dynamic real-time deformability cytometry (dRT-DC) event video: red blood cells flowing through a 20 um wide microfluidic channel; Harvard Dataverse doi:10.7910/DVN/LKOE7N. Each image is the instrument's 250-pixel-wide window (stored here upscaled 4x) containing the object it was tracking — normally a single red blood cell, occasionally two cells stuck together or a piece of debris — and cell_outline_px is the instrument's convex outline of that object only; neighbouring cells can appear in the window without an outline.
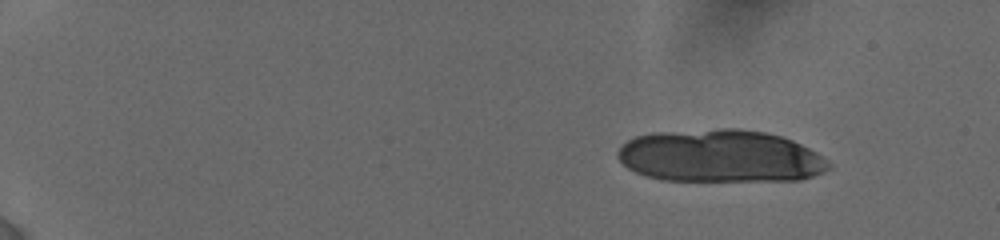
{"species": "human", "species_latin": "Homo sapiens", "temperature_condition": "cold", "stored_images_in_passage": 11, "camera_frame_rate_fps": 3000, "um_per_image_px": 0.085, "donor": {"sex": "female"}, "frame": {"image": 1, "passage_image": 1, "time_ms": 0.0, "image_size_px": [1000, 240], "cell_outline_px": [[832, 168], [824, 172], [800, 180], [660, 180], [644, 176], [628, 168], [616, 156], [616, 152], [628, 140], [636, 136], [652, 132], [720, 128], [736, 128], [764, 132], [780, 136], [792, 140], [816, 152], [828, 160], [832, 164]], "centroid_in_image_um": [61.22, 13.26], "position_along_channel_um": 23.8, "area_um2": 64.85}}
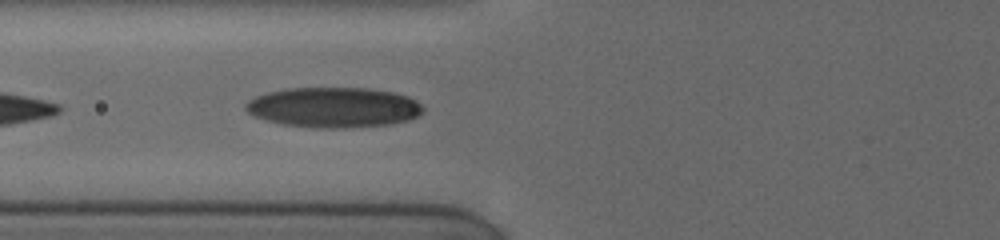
{"frame": {"image": 2, "passage_image": 11, "time_ms": 6.0, "image_size_px": [1000, 240], "cell_outline_px": [[424, 112], [408, 120], [392, 124], [336, 128], [316, 128], [284, 124], [252, 116], [244, 108], [244, 104], [248, 100], [256, 96], [268, 92], [288, 88], [364, 88], [392, 92], [408, 96], [416, 100], [424, 108]], "centroid_in_image_um": [28.35, 9.12], "position_along_channel_um": 97.5, "area_um2": 41.5}}